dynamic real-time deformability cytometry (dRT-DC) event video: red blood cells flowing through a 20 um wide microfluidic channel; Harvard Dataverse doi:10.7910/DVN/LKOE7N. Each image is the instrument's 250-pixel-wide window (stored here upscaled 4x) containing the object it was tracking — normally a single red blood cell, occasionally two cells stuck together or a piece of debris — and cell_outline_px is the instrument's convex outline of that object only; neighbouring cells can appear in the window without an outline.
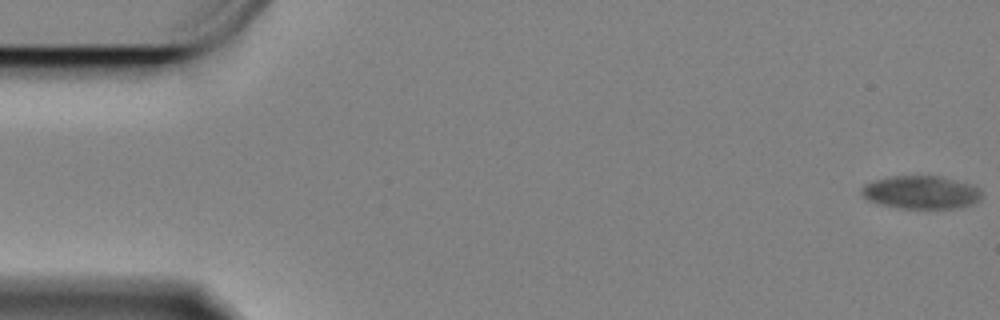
{"species": "Egyptian fruit bat (a non-hibernating species)", "species_latin": "Rousettus aegyptiacus", "temperature_condition": "cold", "stored_images_in_passage": 59, "camera_frame_rate_fps": 3000, "um_per_image_px": 0.085, "animal": {"sex": "female"}, "frame": {"image": 1, "passage_image": 1, "time_ms": 0.0, "image_size_px": [1000, 320], "cell_outline_px": [[980, 192], [976, 200], [968, 204], [948, 208], [904, 208], [884, 204], [872, 200], [864, 196], [860, 192], [868, 184], [876, 180], [896, 176], [936, 176], [964, 184], [976, 188]], "centroid_in_image_um": [78.22, 16.35], "position_along_channel_um": 6.8, "area_um2": 21.56}}
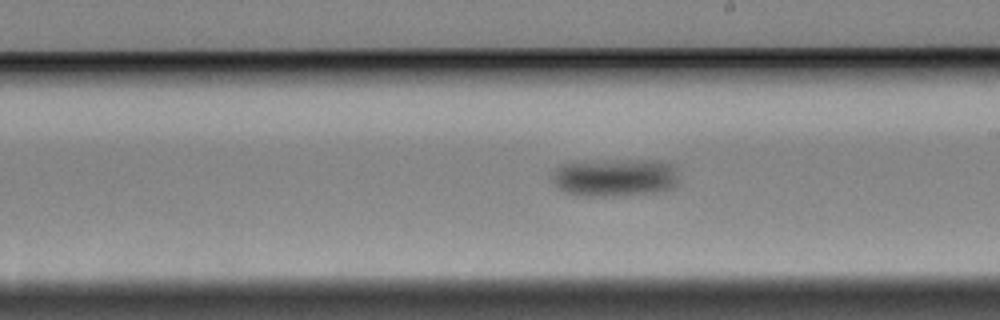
{"frame": {"image": 2, "passage_image": 34, "time_ms": 11.0, "image_size_px": [1000, 320], "cell_outline_px": [[676, 184], [668, 188], [652, 192], [604, 196], [584, 196], [564, 192], [556, 184], [556, 168], [560, 164], [572, 160], [660, 160], [676, 164]], "centroid_in_image_um": [52.26, 15.04], "position_along_channel_um": 236.7, "area_um2": 27.92}}
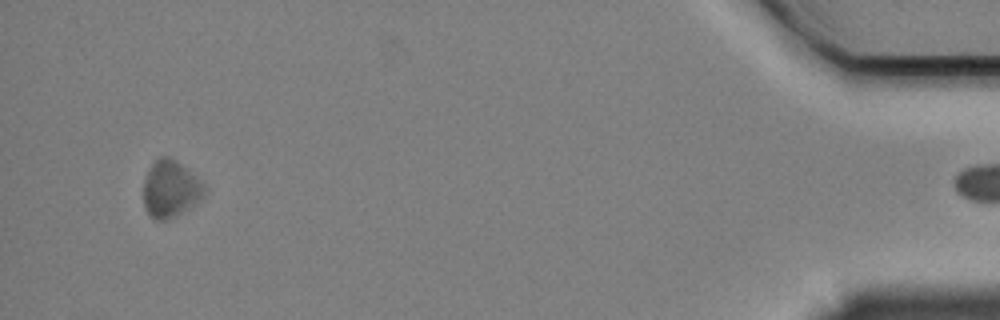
{"frame": {"image": 3, "passage_image": 58, "time_ms": 19.0, "image_size_px": [1000, 320], "cell_outline_px": [[208, 188], [184, 212], [168, 220], [156, 220], [148, 212], [144, 204], [144, 180], [152, 164], [160, 156], [168, 156], [176, 160], [204, 184]], "centroid_in_image_um": [14.47, 16.06], "position_along_channel_um": 420.7, "area_um2": 19.71}}